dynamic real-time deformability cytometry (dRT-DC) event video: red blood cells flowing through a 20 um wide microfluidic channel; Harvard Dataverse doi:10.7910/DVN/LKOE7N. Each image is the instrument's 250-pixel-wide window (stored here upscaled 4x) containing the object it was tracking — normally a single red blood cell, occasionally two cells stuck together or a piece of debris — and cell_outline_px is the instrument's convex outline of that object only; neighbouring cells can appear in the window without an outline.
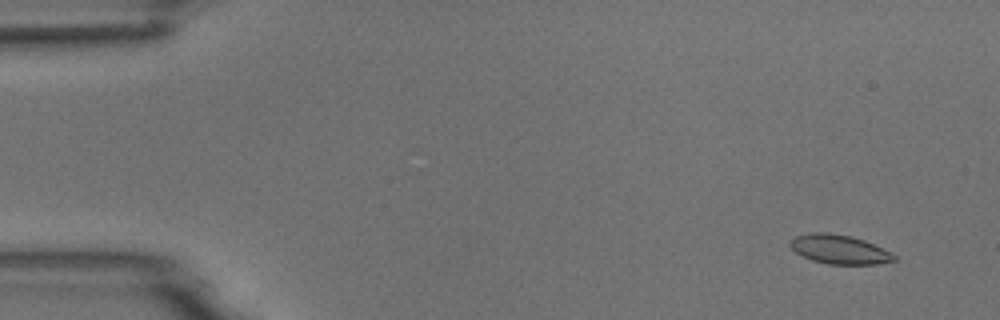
{"species": "common noctule bat (a hibernating species)", "species_latin": "Nyctalus noctula", "temperature_condition": "room temperature", "stored_images_in_passage": 7, "camera_frame_rate_fps": 3000, "um_per_image_px": 0.085, "animal": {"sex": "male", "body_mass_g": 18.8}, "frame": {"image": 1, "passage_image": 1, "time_ms": 0.0, "image_size_px": [1000, 320], "cell_outline_px": [[896, 260], [876, 264], [828, 264], [812, 260], [796, 252], [788, 244], [788, 240], [796, 236], [812, 232], [824, 232], [852, 236], [864, 240], [892, 252], [896, 256]], "centroid_in_image_um": [71.34, 21.19], "position_along_channel_um": 13.7, "area_um2": 17.63}}
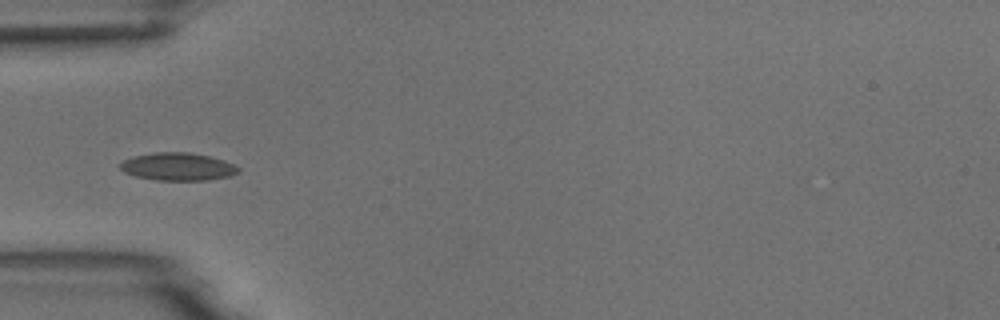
{"frame": {"image": 2, "passage_image": 5, "time_ms": 4.667, "image_size_px": [1000, 320], "cell_outline_px": [[240, 172], [228, 176], [208, 180], [156, 180], [136, 176], [124, 172], [116, 164], [132, 156], [156, 152], [192, 152], [224, 160], [236, 164], [240, 168]], "centroid_in_image_um": [15.11, 14.16], "position_along_channel_um": 69.9, "area_um2": 19.31}}